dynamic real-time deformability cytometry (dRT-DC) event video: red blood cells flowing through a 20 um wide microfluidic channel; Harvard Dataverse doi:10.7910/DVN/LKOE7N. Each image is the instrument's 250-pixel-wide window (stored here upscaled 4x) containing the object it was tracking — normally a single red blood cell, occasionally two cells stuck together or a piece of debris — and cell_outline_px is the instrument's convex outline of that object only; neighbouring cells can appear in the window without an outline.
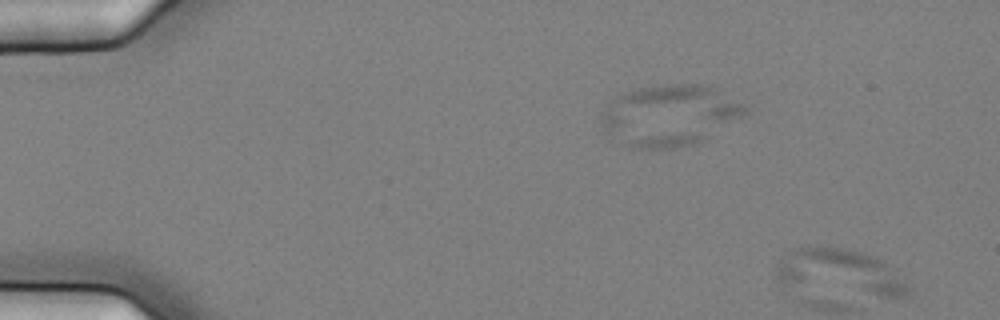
{"species": "common noctule bat (a hibernating species)", "species_latin": "Nyctalus noctula", "temperature_condition": "cold", "stored_images_in_passage": 4, "camera_frame_rate_fps": 3000, "um_per_image_px": 0.085, "animal": {"sex": "female", "body_mass_g": 25.1}, "frame": {"image": 1, "passage_image": 4, "time_ms": 1.0, "image_size_px": [1000, 320], "cell_outline_px": [[912, 288], [904, 296], [880, 296], [780, 288], [776, 276], [776, 268], [780, 260], [792, 248], [848, 248], [872, 256], [896, 268]], "centroid_in_image_um": [71.35, 23.19], "position_along_channel_um": 13.6, "area_um2": 36.07}}